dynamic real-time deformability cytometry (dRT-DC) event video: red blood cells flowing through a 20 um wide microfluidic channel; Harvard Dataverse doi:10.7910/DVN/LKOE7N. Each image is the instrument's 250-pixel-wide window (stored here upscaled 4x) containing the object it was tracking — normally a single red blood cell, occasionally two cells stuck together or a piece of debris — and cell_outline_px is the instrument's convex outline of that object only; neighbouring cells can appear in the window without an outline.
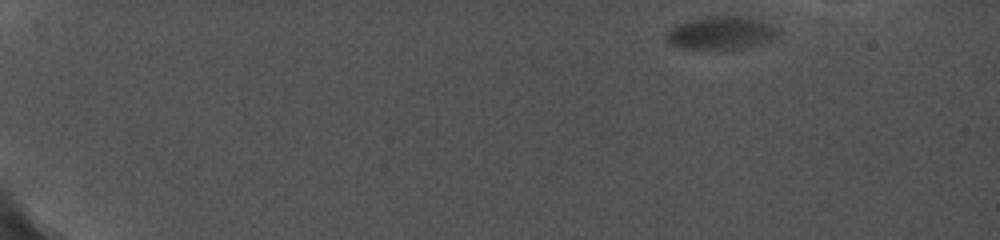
{"species": "common noctule bat (a hibernating species)", "species_latin": "Nyctalus noctula", "temperature_condition": "cold", "stored_images_in_passage": 44, "camera_frame_rate_fps": 5000, "um_per_image_px": 0.085, "animal": {"sex": "female", "body_mass_g": 19.0, "forearm_length_mm": 56.7}, "frame": {"image": 1, "passage_image": 1, "time_ms": 0.0, "image_size_px": [1000, 240], "cell_outline_px": [[780, 32], [776, 36], [760, 44], [744, 48], [680, 48], [668, 44], [664, 36], [664, 32], [668, 28], [676, 24], [688, 20], [708, 16], [736, 16], [756, 20], [768, 24], [776, 28]], "centroid_in_image_um": [61.16, 2.79], "position_along_channel_um": 23.8, "area_um2": 21.27}}
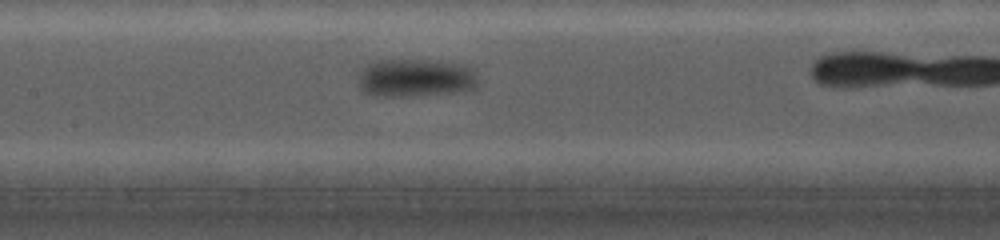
{"frame": {"image": 2, "passage_image": 24, "time_ms": 8.2, "image_size_px": [1000, 240], "cell_outline_px": [[480, 80], [472, 88], [464, 92], [400, 96], [376, 96], [364, 92], [356, 84], [360, 72], [368, 64], [380, 60], [452, 60], [468, 64], [476, 68]], "centroid_in_image_um": [35.42, 6.6], "position_along_channel_um": 172.0, "area_um2": 27.51}}
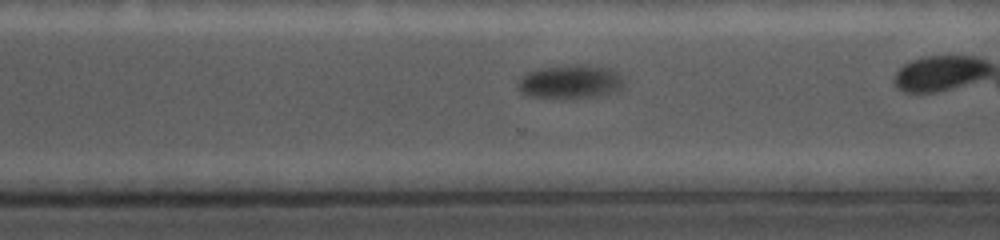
{"frame": {"image": 3, "passage_image": 37, "time_ms": 12.4, "image_size_px": [1000, 240], "cell_outline_px": [[624, 84], [616, 92], [596, 96], [564, 100], [528, 96], [520, 92], [516, 88], [516, 80], [520, 76], [528, 72], [540, 68], [564, 64], [588, 64], [608, 68], [616, 72], [624, 80]], "centroid_in_image_um": [48.4, 6.96], "position_along_channel_um": 322.2, "area_um2": 21.73}}